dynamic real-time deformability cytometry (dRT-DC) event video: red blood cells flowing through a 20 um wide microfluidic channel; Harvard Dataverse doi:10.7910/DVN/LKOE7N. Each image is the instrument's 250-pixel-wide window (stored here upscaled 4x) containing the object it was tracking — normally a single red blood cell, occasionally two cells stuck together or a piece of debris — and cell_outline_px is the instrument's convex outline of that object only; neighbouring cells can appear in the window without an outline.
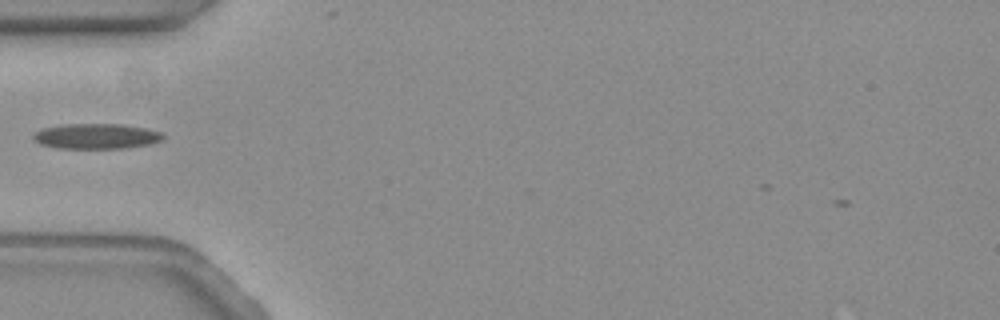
{"species": "common noctule bat (a hibernating species)", "species_latin": "Nyctalus noctula", "temperature_condition": "warm", "stored_images_in_passage": 38, "camera_frame_rate_fps": 3000, "um_per_image_px": 0.085, "animal": {"sex": "female", "body_mass_g": 19.3, "forearm_length_mm": 54.1}, "frame": {"image": 1, "passage_image": 1, "time_ms": 0.0, "image_size_px": [1000, 320], "cell_outline_px": [[164, 136], [160, 140], [148, 144], [124, 148], [60, 148], [40, 144], [32, 136], [36, 132], [44, 128], [64, 124], [120, 124], [144, 128], [160, 132]], "centroid_in_image_um": [8.17, 11.57], "position_along_channel_um": 76.8, "area_um2": 18.73}}
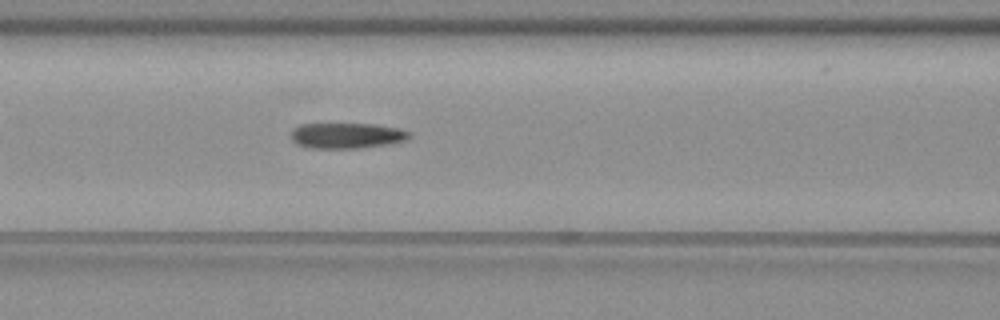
{"frame": {"image": 2, "passage_image": 6, "time_ms": 1.667, "image_size_px": [1000, 320], "cell_outline_px": [[408, 136], [404, 140], [384, 144], [356, 148], [308, 148], [296, 144], [292, 140], [292, 128], [300, 124], [376, 124], [396, 128], [408, 132]], "centroid_in_image_um": [29.36, 11.52], "position_along_channel_um": 137.2, "area_um2": 17.28}}
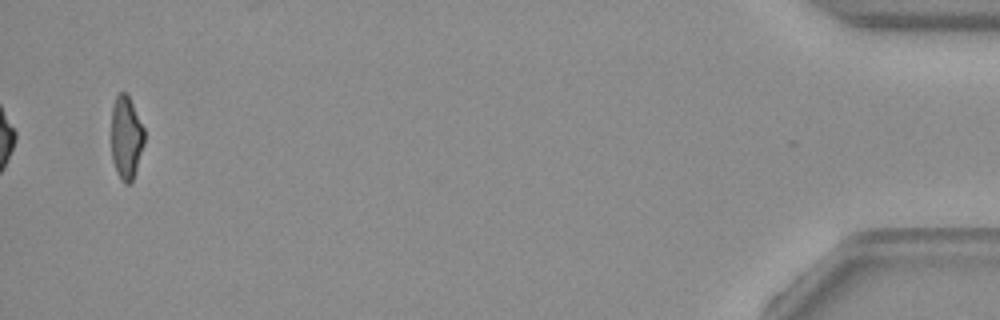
{"frame": {"image": 3, "passage_image": 38, "time_ms": 12.333, "image_size_px": [1000, 320], "cell_outline_px": [[144, 144], [132, 180], [128, 184], [124, 184], [120, 180], [116, 172], [112, 160], [112, 108], [116, 96], [120, 92], [128, 92], [144, 128]], "centroid_in_image_um": [10.72, 11.67], "position_along_channel_um": 424.5, "area_um2": 16.07}}